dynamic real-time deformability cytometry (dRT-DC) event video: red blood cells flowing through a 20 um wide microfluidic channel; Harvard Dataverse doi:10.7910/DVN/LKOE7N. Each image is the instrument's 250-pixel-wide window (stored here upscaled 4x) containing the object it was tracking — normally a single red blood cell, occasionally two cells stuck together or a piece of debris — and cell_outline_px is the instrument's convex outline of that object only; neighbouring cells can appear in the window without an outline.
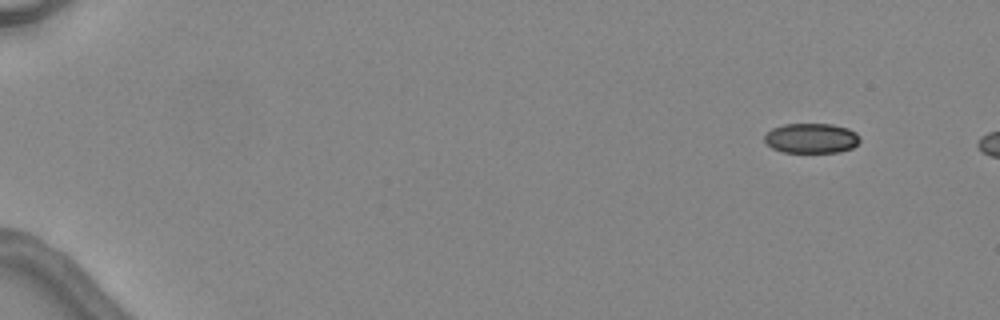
{"species": "common noctule bat (a hibernating species)", "species_latin": "Nyctalus noctula", "temperature_condition": "warm", "stored_images_in_passage": 3, "camera_frame_rate_fps": 3000, "um_per_image_px": 0.085, "animal": {"sex": "female", "body_mass_g": 24.6, "forearm_length_mm": 56.2}, "frame": {"image": 1, "passage_image": 1, "time_ms": 0.0, "image_size_px": [1000, 320], "cell_outline_px": [[860, 140], [852, 148], [840, 152], [784, 152], [772, 148], [764, 140], [764, 136], [772, 128], [784, 124], [832, 124], [848, 128], [856, 132], [860, 136]], "centroid_in_image_um": [68.98, 11.74], "position_along_channel_um": 16.0, "area_um2": 16.65}}